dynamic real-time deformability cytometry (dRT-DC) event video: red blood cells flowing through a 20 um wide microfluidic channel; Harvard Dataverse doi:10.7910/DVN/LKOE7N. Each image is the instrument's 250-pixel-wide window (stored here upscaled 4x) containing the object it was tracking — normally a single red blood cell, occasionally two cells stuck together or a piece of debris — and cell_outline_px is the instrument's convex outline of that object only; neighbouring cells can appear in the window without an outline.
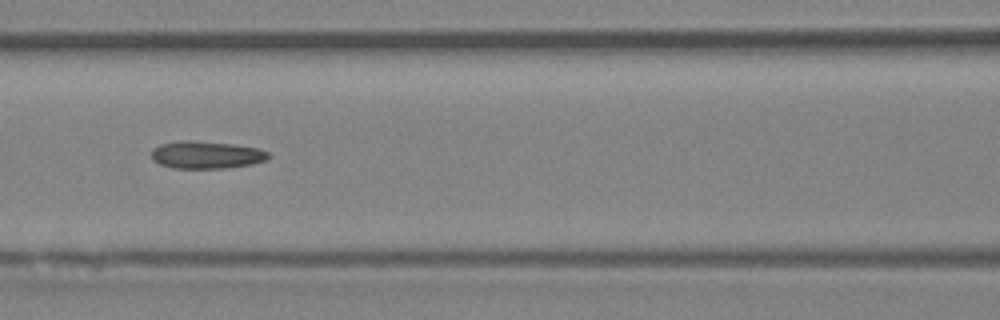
{"species": "Egyptian fruit bat (a non-hibernating species)", "species_latin": "Rousettus aegyptiacus", "temperature_condition": "room temperature", "stored_images_in_passage": 9, "camera_frame_rate_fps": 3000, "um_per_image_px": 0.085, "animal": {"sex": "female"}, "frame": {"image": 1, "passage_image": 6, "time_ms": 5.667, "image_size_px": [1000, 320], "cell_outline_px": [[268, 156], [264, 160], [252, 164], [224, 168], [172, 168], [160, 164], [152, 160], [152, 148], [160, 144], [180, 140], [192, 140], [232, 144], [260, 148], [268, 152]], "centroid_in_image_um": [17.49, 13.15], "position_along_channel_um": 149.1, "area_um2": 18.73}}
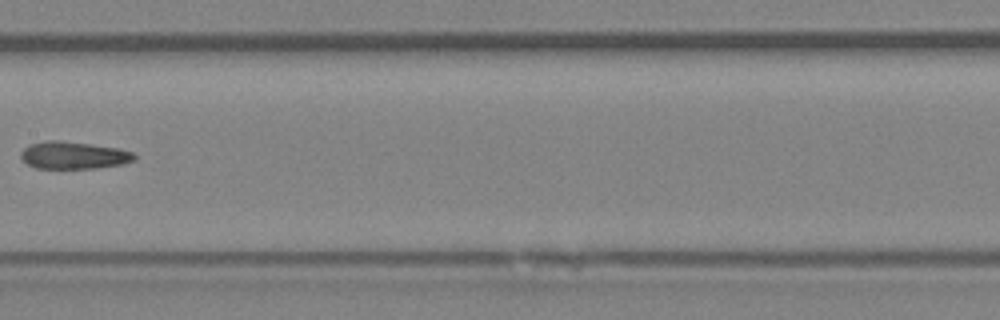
{"frame": {"image": 2, "passage_image": 7, "time_ms": 7.0, "image_size_px": [1000, 320], "cell_outline_px": [[136, 160], [124, 164], [96, 168], [36, 168], [28, 164], [20, 156], [20, 152], [28, 144], [48, 140], [60, 140], [92, 144], [120, 148], [132, 152], [136, 156]], "centroid_in_image_um": [6.28, 13.19], "position_along_channel_um": 201.1, "area_um2": 18.26}}